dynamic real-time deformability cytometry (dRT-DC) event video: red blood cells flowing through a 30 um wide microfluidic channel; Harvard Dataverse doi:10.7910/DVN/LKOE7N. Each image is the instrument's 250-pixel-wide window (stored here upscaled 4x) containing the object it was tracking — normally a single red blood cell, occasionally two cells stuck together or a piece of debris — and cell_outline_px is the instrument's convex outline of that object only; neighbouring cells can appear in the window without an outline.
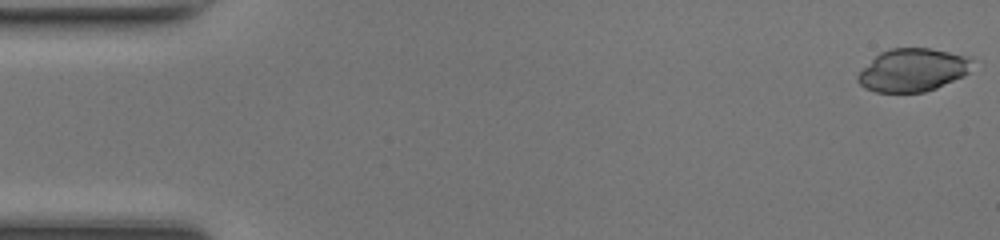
{"species": "common noctule bat (a hibernating species)", "species_latin": "Nyctalus noctula", "temperature_condition": "room temperature", "stored_images_in_passage": 48, "camera_frame_rate_fps": 3000, "um_per_image_px": 0.085, "animal": {"sex": "female", "body_mass_g": 17.0, "forearm_length_mm": 48.0}, "frame": {"image": 1, "passage_image": 1, "time_ms": 0.0, "image_size_px": [1000, 240], "cell_outline_px": [[972, 60], [968, 72], [936, 88], [924, 92], [876, 92], [864, 88], [856, 80], [856, 76], [880, 52], [892, 48], [928, 48], [972, 56]], "centroid_in_image_um": [77.57, 5.95], "position_along_channel_um": 7.4, "area_um2": 28.32}}